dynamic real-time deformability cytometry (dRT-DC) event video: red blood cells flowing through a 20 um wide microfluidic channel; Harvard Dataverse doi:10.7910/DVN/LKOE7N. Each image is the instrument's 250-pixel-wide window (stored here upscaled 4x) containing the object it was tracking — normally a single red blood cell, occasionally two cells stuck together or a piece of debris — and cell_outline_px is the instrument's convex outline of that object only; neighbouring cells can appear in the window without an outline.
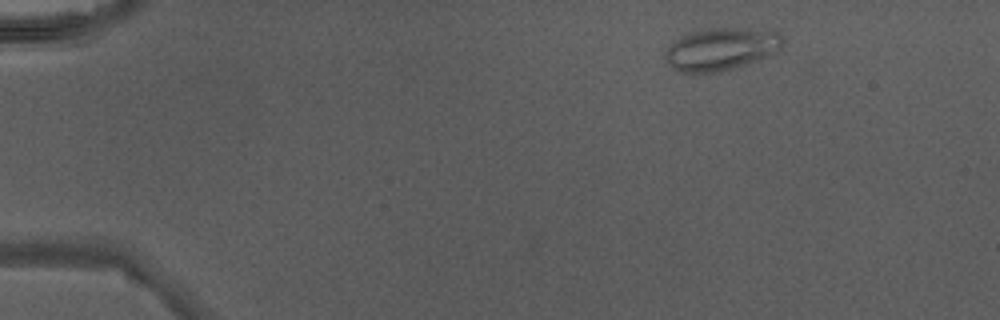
{"species": "Egyptian fruit bat (a non-hibernating species)", "species_latin": "Rousettus aegyptiacus", "temperature_condition": "warm", "stored_images_in_passage": 41, "camera_frame_rate_fps": 3000, "um_per_image_px": 0.085, "animal": {"sex": "male"}, "frame": {"image": 1, "passage_image": 1, "time_ms": 0.0, "image_size_px": [1000, 320], "cell_outline_px": [[784, 40], [780, 48], [776, 52], [768, 56], [720, 72], [676, 72], [664, 60], [664, 52], [680, 36], [688, 32], [708, 28], [744, 28], [776, 32]], "centroid_in_image_um": [61.23, 4.17], "position_along_channel_um": 23.8, "area_um2": 28.96}}
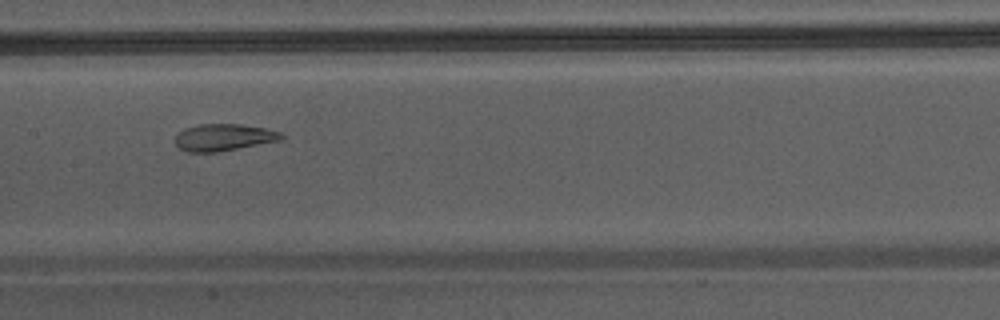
{"frame": {"image": 2, "passage_image": 19, "time_ms": 6.0, "image_size_px": [1000, 320], "cell_outline_px": [[284, 136], [280, 140], [216, 152], [188, 152], [180, 148], [176, 144], [176, 136], [184, 128], [200, 124], [240, 124], [264, 128], [280, 132]], "centroid_in_image_um": [18.99, 11.67], "position_along_channel_um": 188.4, "area_um2": 16.36}}
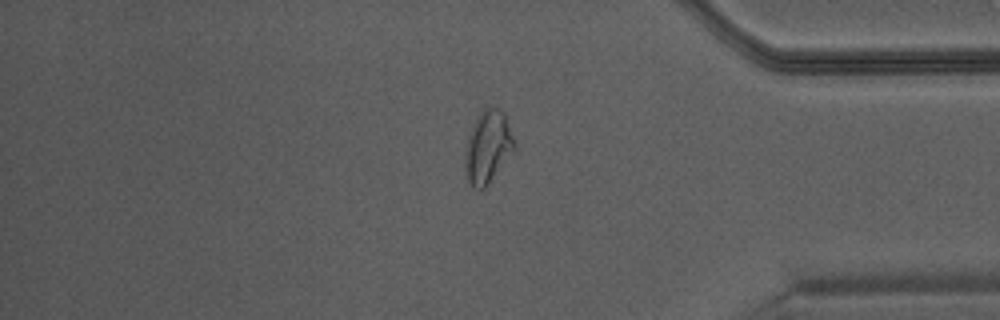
{"frame": {"image": 3, "passage_image": 34, "time_ms": 11.0, "image_size_px": [1000, 320], "cell_outline_px": [[516, 148], [488, 184], [484, 188], [472, 188], [468, 180], [464, 168], [468, 136], [480, 112], [484, 108], [500, 108], [504, 112], [516, 144]], "centroid_in_image_um": [41.48, 12.49], "position_along_channel_um": 393.7, "area_um2": 20.52}}